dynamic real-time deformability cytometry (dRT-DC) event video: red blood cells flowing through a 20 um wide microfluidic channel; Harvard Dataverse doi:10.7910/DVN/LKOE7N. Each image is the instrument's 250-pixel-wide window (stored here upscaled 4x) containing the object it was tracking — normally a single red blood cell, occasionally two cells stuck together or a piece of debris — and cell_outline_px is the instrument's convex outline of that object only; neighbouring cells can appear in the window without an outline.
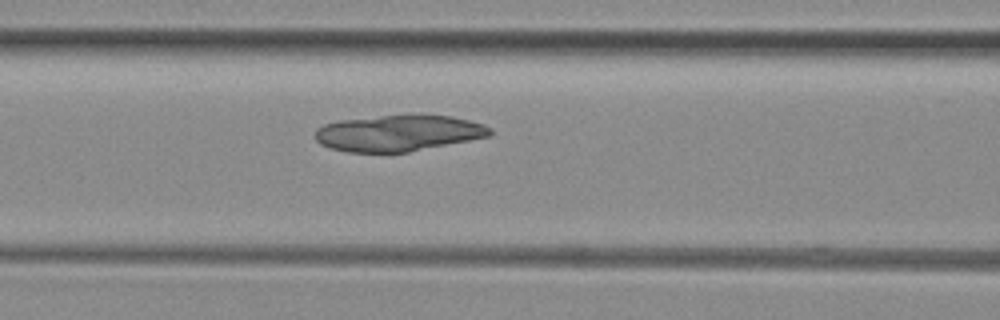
{"species": "common noctule bat (a hibernating species)", "species_latin": "Nyctalus noctula", "temperature_condition": "room temperature", "stored_images_in_passage": 37, "camera_frame_rate_fps": 3000, "um_per_image_px": 0.085, "animal": {"sex": "female", "body_mass_g": 29.2, "forearm_length_mm": 56.3}, "frame": {"image": 1, "passage_image": 21, "time_ms": 6.667, "image_size_px": [1000, 320], "cell_outline_px": [[492, 132], [488, 136], [408, 152], [348, 152], [332, 148], [320, 144], [316, 140], [316, 128], [324, 124], [340, 120], [380, 116], [452, 116], [484, 124], [492, 128]], "centroid_in_image_um": [33.84, 11.32], "position_along_channel_um": 132.8, "area_um2": 36.24}}
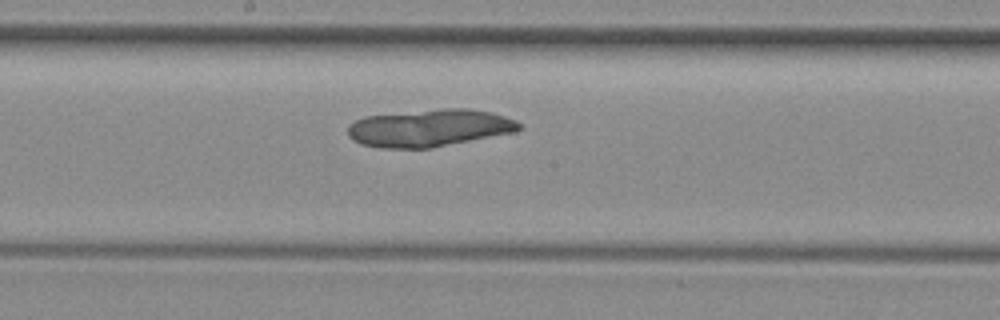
{"frame": {"image": 2, "passage_image": 27, "time_ms": 8.667, "image_size_px": [1000, 320], "cell_outline_px": [[520, 128], [512, 132], [432, 148], [380, 148], [360, 144], [352, 140], [348, 136], [348, 124], [364, 116], [440, 108], [468, 108], [492, 112], [516, 120], [520, 124]], "centroid_in_image_um": [36.45, 10.87], "position_along_channel_um": 211.8, "area_um2": 37.4}}
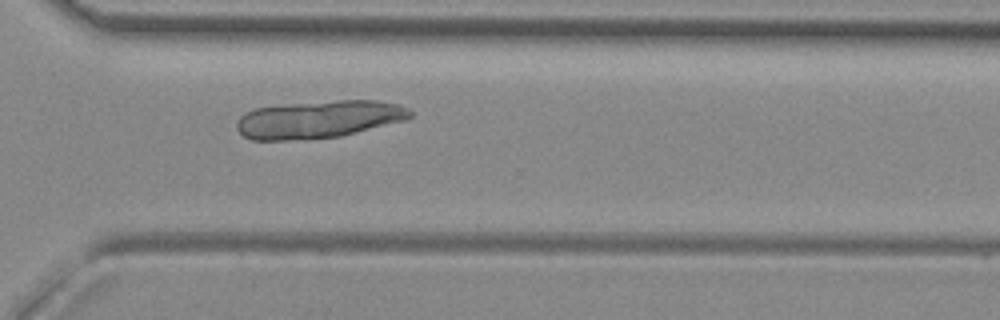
{"frame": {"image": 3, "passage_image": 37, "time_ms": 12.0, "image_size_px": [1000, 320], "cell_outline_px": [[412, 116], [404, 120], [340, 136], [308, 140], [252, 140], [244, 136], [236, 128], [236, 124], [240, 116], [256, 108], [292, 104], [336, 100], [376, 100], [400, 104], [408, 108], [412, 112]], "centroid_in_image_um": [27.1, 10.15], "position_along_channel_um": 343.5, "area_um2": 37.86}}